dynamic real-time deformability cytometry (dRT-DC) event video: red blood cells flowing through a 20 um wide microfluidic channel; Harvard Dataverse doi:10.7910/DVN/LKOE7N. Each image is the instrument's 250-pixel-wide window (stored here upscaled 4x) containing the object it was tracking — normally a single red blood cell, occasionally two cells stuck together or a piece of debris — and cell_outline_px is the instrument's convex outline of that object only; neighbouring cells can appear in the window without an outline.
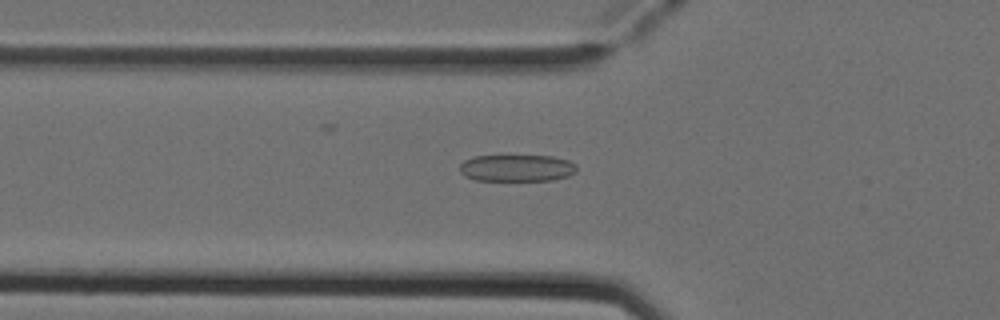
{"species": "Egyptian fruit bat (a non-hibernating species)", "species_latin": "Rousettus aegyptiacus", "temperature_condition": "cold", "stored_images_in_passage": 42, "camera_frame_rate_fps": 3000, "um_per_image_px": 0.085, "animal": {"sex": "female"}, "frame": {"image": 1, "passage_image": 8, "time_ms": 2.333, "image_size_px": [1000, 320], "cell_outline_px": [[576, 172], [568, 176], [552, 180], [476, 180], [464, 176], [460, 172], [460, 164], [464, 160], [472, 156], [552, 156], [568, 160], [576, 164]], "centroid_in_image_um": [43.92, 14.28], "position_along_channel_um": 81.9, "area_um2": 18.32}}
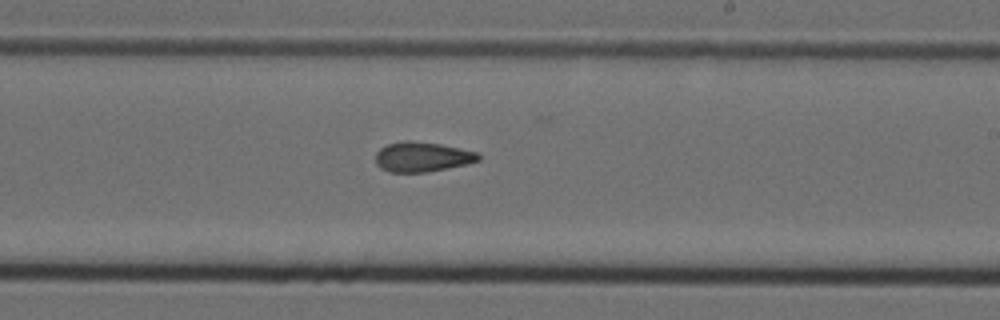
{"frame": {"image": 2, "passage_image": 21, "time_ms": 6.667, "image_size_px": [1000, 320], "cell_outline_px": [[480, 160], [448, 168], [428, 172], [388, 172], [380, 168], [376, 164], [376, 152], [380, 148], [388, 144], [404, 140], [408, 140], [440, 144], [480, 152]], "centroid_in_image_um": [35.88, 13.33], "position_along_channel_um": 253.1, "area_um2": 17.98}}
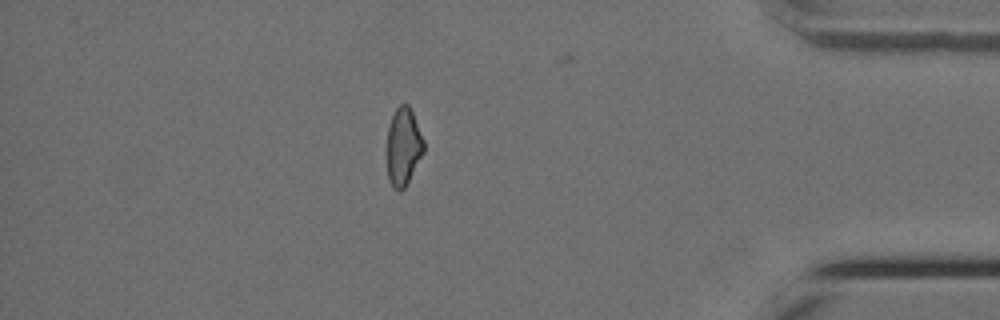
{"frame": {"image": 3, "passage_image": 35, "time_ms": 11.333, "image_size_px": [1000, 320], "cell_outline_px": [[424, 152], [404, 188], [400, 192], [392, 184], [388, 176], [384, 152], [388, 128], [392, 116], [396, 108], [400, 104], [408, 104], [412, 112], [424, 140]], "centroid_in_image_um": [34.24, 12.46], "position_along_channel_um": 401.0, "area_um2": 16.94}, "authors_computed_cell_mechanics": {"area_um2": 17.8891, "velocity_mm_per_s": 3.9328, "shape_relaxation_time_tau1_ms": 9.7885, "shape_relaxation_time_tau2_ms": 3.6058, "deformation_change_tau1": 0.18, "deformation_change_tau2": 0.1227}}